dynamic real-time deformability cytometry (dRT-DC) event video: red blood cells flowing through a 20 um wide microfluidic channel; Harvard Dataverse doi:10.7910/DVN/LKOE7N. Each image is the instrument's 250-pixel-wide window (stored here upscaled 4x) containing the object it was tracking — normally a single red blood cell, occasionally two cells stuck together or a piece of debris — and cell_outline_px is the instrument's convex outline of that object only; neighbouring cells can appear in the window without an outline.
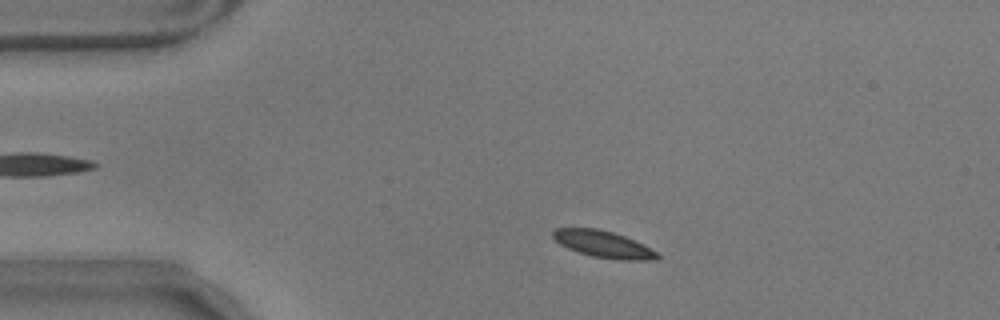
{"species": "common noctule bat (a hibernating species)", "species_latin": "Nyctalus noctula", "temperature_condition": "warm", "stored_images_in_passage": 53, "camera_frame_rate_fps": 3000, "um_per_image_px": 0.085, "animal": {"sex": "male", "body_mass_g": 17.9}, "frame": {"image": 1, "passage_image": 7, "time_ms": 2.0, "image_size_px": [1000, 320], "cell_outline_px": [[660, 256], [656, 260], [620, 260], [592, 256], [568, 248], [560, 244], [552, 236], [552, 232], [556, 228], [596, 228], [612, 232], [624, 236], [644, 244], [656, 252]], "centroid_in_image_um": [51.3, 20.76], "position_along_channel_um": 33.7, "area_um2": 16.13}}
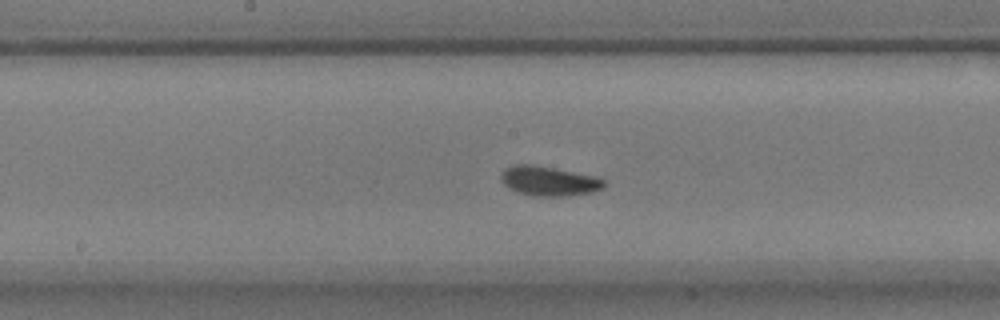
{"frame": {"image": 2, "passage_image": 25, "time_ms": 8.0, "image_size_px": [1000, 320], "cell_outline_px": [[608, 184], [604, 188], [592, 192], [564, 196], [532, 196], [516, 192], [508, 188], [500, 180], [500, 176], [504, 168], [516, 164], [532, 164], [596, 176], [604, 180]], "centroid_in_image_um": [46.64, 15.39], "position_along_channel_um": 201.6, "area_um2": 17.98}}
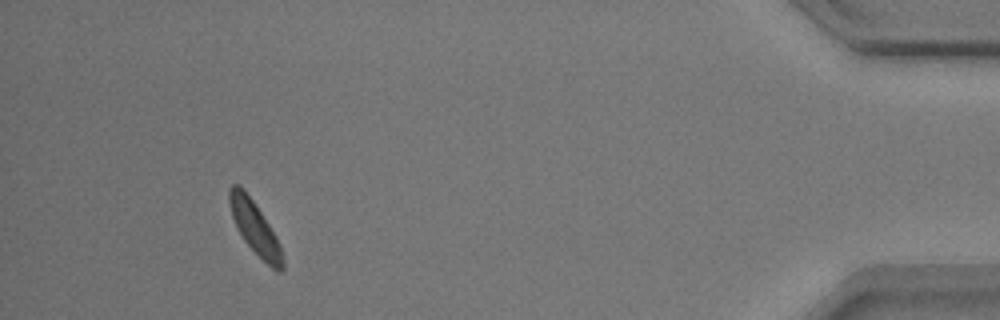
{"frame": {"image": 3, "passage_image": 49, "time_ms": 16.0, "image_size_px": [1000, 320], "cell_outline_px": [[284, 268], [280, 272], [276, 272], [244, 240], [232, 216], [228, 200], [228, 188], [232, 184], [240, 184], [244, 188], [276, 236], [280, 244], [284, 260]], "centroid_in_image_um": [21.67, 19.34], "position_along_channel_um": 413.5, "area_um2": 16.01}}